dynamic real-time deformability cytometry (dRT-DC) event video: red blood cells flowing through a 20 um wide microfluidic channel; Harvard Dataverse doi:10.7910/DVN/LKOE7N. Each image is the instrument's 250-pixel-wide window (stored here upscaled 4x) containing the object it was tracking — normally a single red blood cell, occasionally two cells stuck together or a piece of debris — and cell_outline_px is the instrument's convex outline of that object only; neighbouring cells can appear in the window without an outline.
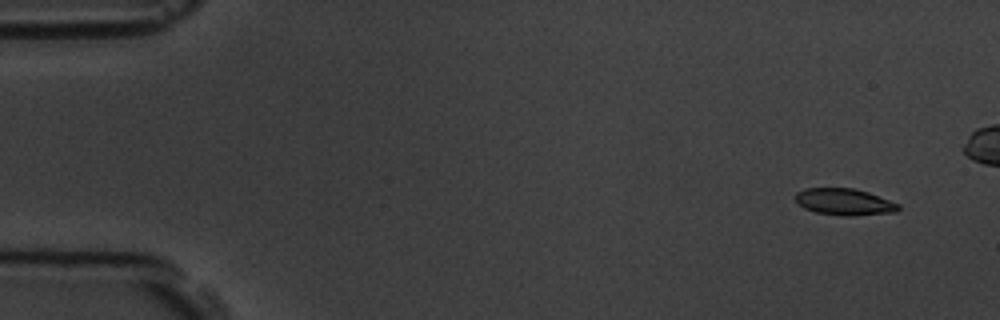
{"species": "common noctule bat (a hibernating species)", "species_latin": "Nyctalus noctula", "temperature_condition": "room temperature", "stored_images_in_passage": 5, "camera_frame_rate_fps": 3000, "um_per_image_px": 0.085, "animal": {"sex": "male", "body_mass_g": 19.5, "forearm_length_mm": 54.6}, "frame": {"image": 1, "passage_image": 1, "time_ms": 0.0, "image_size_px": [1000, 320], "cell_outline_px": [[900, 208], [896, 212], [852, 216], [844, 216], [816, 212], [804, 208], [796, 200], [796, 192], [804, 188], [852, 188], [868, 192], [900, 204]], "centroid_in_image_um": [71.79, 17.16], "position_along_channel_um": 13.2, "area_um2": 15.95}}